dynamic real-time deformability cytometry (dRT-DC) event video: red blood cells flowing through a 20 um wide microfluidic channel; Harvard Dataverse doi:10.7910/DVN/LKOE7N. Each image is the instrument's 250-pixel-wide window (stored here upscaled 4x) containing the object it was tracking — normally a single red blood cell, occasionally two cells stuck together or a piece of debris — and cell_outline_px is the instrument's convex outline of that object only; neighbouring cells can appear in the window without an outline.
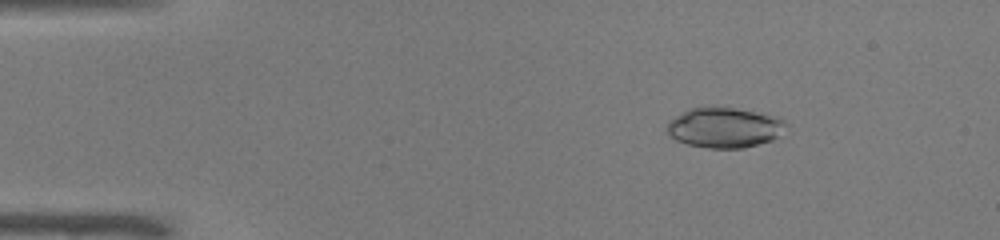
{"species": "common noctule bat (a hibernating species)", "species_latin": "Nyctalus noctula", "temperature_condition": "warm", "stored_images_in_passage": 51, "camera_frame_rate_fps": 3000, "um_per_image_px": 0.085, "animal": {"sex": "male", "body_mass_g": 19.0, "forearm_length_mm": 50.8}, "frame": {"image": 1, "passage_image": 8, "time_ms": 2.333, "image_size_px": [1000, 240], "cell_outline_px": [[788, 124], [772, 140], [744, 148], [708, 148], [688, 144], [676, 140], [668, 132], [668, 120], [688, 108], [716, 104], [780, 116]], "centroid_in_image_um": [61.57, 10.79], "position_along_channel_um": 23.4, "area_um2": 28.44}}
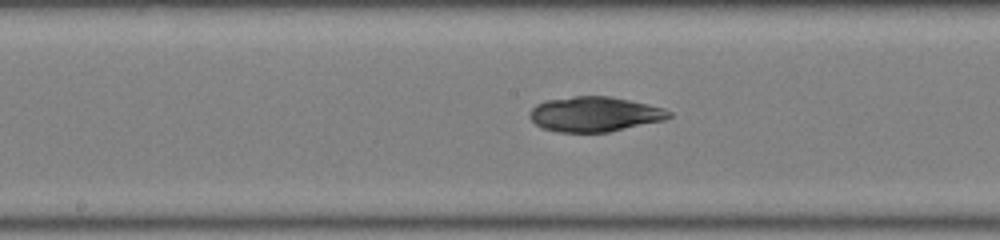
{"frame": {"image": 2, "passage_image": 27, "time_ms": 8.667, "image_size_px": [1000, 240], "cell_outline_px": [[672, 116], [664, 120], [608, 132], [556, 132], [540, 128], [528, 116], [532, 108], [536, 104], [544, 100], [576, 96], [608, 96], [648, 104], [664, 108], [672, 112]], "centroid_in_image_um": [50.52, 9.71], "position_along_channel_um": 197.7, "area_um2": 28.44}}
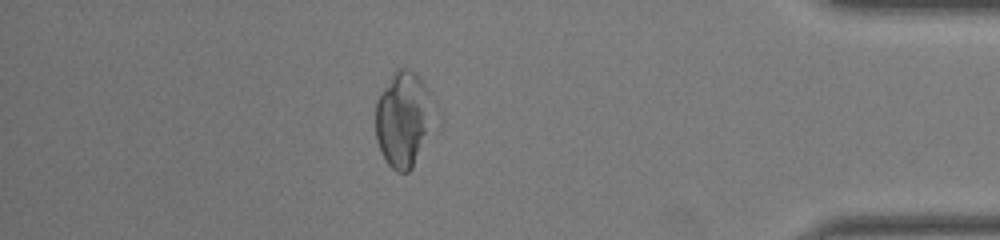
{"frame": {"image": 3, "passage_image": 45, "time_ms": 14.667, "image_size_px": [1000, 240], "cell_outline_px": [[440, 132], [412, 168], [408, 172], [396, 172], [388, 164], [376, 140], [376, 104], [392, 72], [396, 68], [408, 68], [424, 84], [440, 112]], "centroid_in_image_um": [34.48, 10.22], "position_along_channel_um": 400.7, "area_um2": 34.85}, "authors_computed_cell_mechanics": {"area_um2": 28.9, "velocity_mm_per_s": 3.9915, "shape_relaxation_time_tau1_ms": null, "shape_relaxation_time_tau2_ms": 2.5786, "deformation_change_tau1": null, "deformation_change_tau2": 0.0631}}